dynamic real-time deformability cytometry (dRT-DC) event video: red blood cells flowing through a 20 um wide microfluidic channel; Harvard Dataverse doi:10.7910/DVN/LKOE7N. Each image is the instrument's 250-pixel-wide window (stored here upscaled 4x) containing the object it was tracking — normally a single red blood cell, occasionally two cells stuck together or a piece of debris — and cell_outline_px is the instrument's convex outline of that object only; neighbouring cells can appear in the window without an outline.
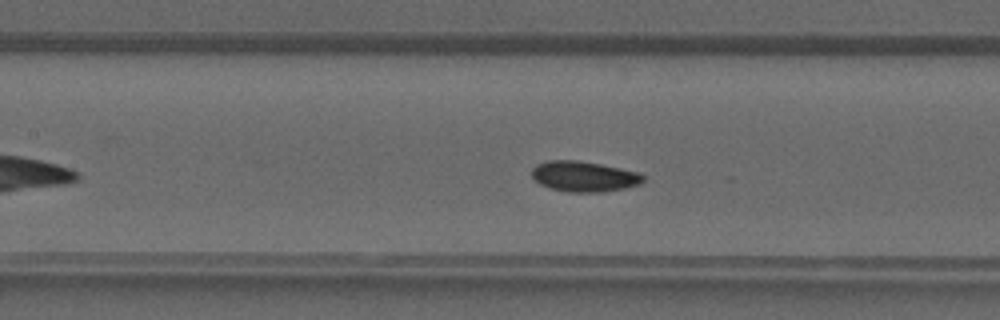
{"species": "common noctule bat (a hibernating species)", "species_latin": "Nyctalus noctula", "temperature_condition": "warm", "stored_images_in_passage": 35, "camera_frame_rate_fps": 3000, "um_per_image_px": 0.085, "animal": {"sex": "male", "forearm_length_mm": 52.5}, "frame": {"image": 1, "passage_image": 13, "time_ms": 4.0, "image_size_px": [1000, 320], "cell_outline_px": [[644, 180], [640, 184], [624, 188], [600, 192], [568, 192], [552, 188], [540, 184], [532, 176], [532, 168], [536, 164], [548, 160], [576, 160], [600, 164], [640, 172], [644, 176]], "centroid_in_image_um": [49.64, 14.99], "position_along_channel_um": 157.8, "area_um2": 19.71}}
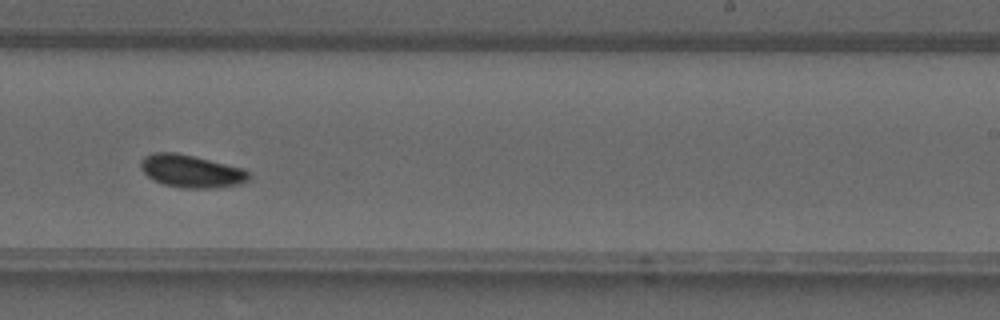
{"frame": {"image": 2, "passage_image": 20, "time_ms": 6.333, "image_size_px": [1000, 320], "cell_outline_px": [[252, 176], [248, 180], [240, 184], [216, 188], [180, 188], [164, 184], [148, 176], [140, 168], [140, 160], [144, 156], [152, 152], [176, 152], [244, 168]], "centroid_in_image_um": [16.26, 14.54], "position_along_channel_um": 272.7, "area_um2": 20.69}}
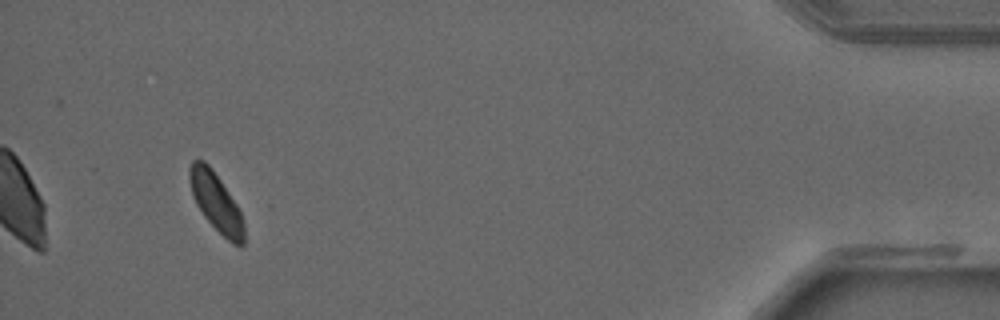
{"frame": {"image": 3, "passage_image": 33, "time_ms": 10.667, "image_size_px": [1000, 320], "cell_outline_px": [[244, 244], [232, 244], [204, 216], [196, 204], [192, 196], [188, 176], [188, 168], [192, 160], [204, 160], [212, 168], [236, 204], [240, 212], [244, 224]], "centroid_in_image_um": [18.33, 17.14], "position_along_channel_um": 416.9, "area_um2": 18.32}}